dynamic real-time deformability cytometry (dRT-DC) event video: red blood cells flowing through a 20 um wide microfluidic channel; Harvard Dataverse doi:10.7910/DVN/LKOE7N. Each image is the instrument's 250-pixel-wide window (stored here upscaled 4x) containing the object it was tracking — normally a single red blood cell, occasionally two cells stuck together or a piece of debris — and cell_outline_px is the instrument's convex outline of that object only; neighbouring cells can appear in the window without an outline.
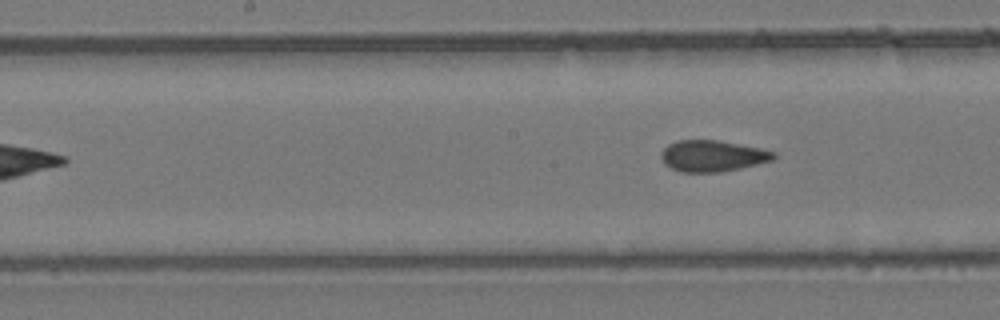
{"species": "common noctule bat (a hibernating species)", "species_latin": "Nyctalus noctula", "temperature_condition": "room temperature", "stored_images_in_passage": 5, "camera_frame_rate_fps": 3000, "um_per_image_px": 0.085, "animal": {"sex": "female", "body_mass_g": 24.6, "forearm_length_mm": 56.2}, "frame": {"image": 1, "passage_image": 5, "time_ms": 4.667, "image_size_px": [1000, 320], "cell_outline_px": [[776, 156], [772, 160], [740, 168], [720, 172], [680, 172], [664, 164], [660, 156], [660, 152], [668, 144], [680, 140], [716, 140], [760, 148], [776, 152]], "centroid_in_image_um": [60.53, 13.25], "position_along_channel_um": 187.7, "area_um2": 20.4}}